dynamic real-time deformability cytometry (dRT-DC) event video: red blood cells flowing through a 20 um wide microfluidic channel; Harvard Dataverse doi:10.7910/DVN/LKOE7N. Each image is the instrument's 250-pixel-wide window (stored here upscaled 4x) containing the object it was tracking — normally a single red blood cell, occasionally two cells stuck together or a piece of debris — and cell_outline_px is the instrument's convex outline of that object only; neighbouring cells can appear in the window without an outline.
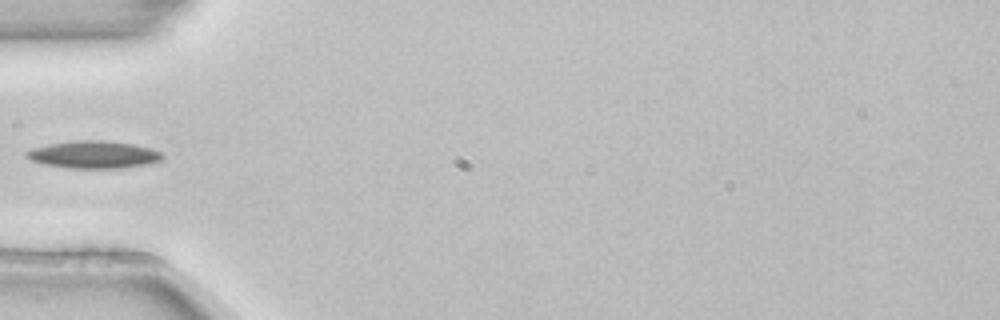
{"species": "common noctule bat (a hibernating species)", "species_latin": "Nyctalus noctula", "temperature_condition": "room temperature", "stored_images_in_passage": 5, "camera_frame_rate_fps": 3000, "um_per_image_px": 0.085, "animal": {"sex": "female", "body_mass_g": 22.7, "forearm_length_mm": 54.2}, "frame": {"image": 1, "passage_image": 5, "time_ms": 1.333, "image_size_px": [1000, 320], "cell_outline_px": [[164, 156], [160, 160], [152, 164], [124, 168], [68, 168], [44, 164], [32, 160], [24, 156], [24, 152], [32, 148], [48, 144], [76, 140], [104, 140], [132, 144], [152, 148], [160, 152]], "centroid_in_image_um": [7.97, 13.14], "position_along_channel_um": 77.0, "area_um2": 21.91}}